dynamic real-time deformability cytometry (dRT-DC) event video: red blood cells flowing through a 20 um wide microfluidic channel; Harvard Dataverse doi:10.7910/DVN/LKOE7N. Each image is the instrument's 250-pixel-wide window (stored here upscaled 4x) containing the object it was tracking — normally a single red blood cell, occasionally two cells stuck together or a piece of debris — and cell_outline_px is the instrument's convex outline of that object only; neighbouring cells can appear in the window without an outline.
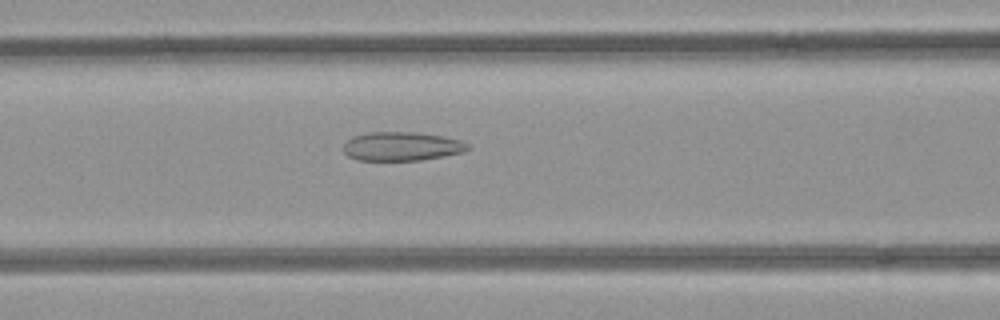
{"species": "common noctule bat (a hibernating species)", "species_latin": "Nyctalus noctula", "temperature_condition": "room temperature", "stored_images_in_passage": 36, "camera_frame_rate_fps": 3000, "um_per_image_px": 0.085, "animal": {"sex": "female", "body_mass_g": 21.9}, "frame": {"image": 1, "passage_image": 12, "time_ms": 3.667, "image_size_px": [1000, 320], "cell_outline_px": [[468, 148], [464, 152], [444, 156], [420, 160], [356, 160], [348, 156], [344, 152], [344, 144], [352, 136], [368, 132], [416, 132], [444, 136], [460, 140], [468, 144]], "centroid_in_image_um": [34.13, 12.43], "position_along_channel_um": 132.5, "area_um2": 20.92}}
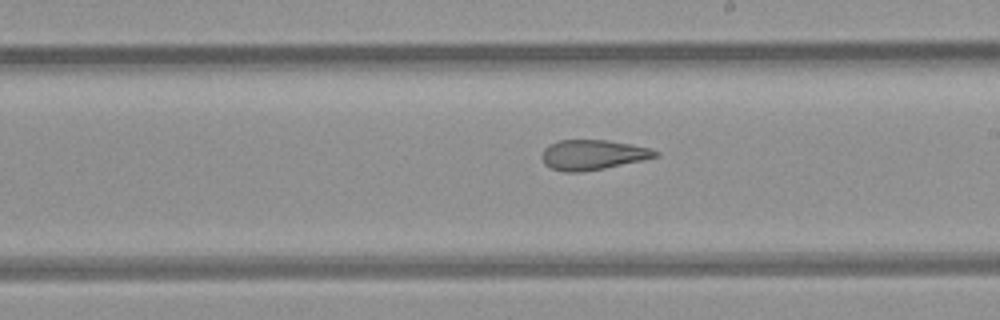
{"frame": {"image": 2, "passage_image": 20, "time_ms": 6.333, "image_size_px": [1000, 320], "cell_outline_px": [[660, 156], [604, 168], [580, 172], [564, 172], [552, 168], [544, 164], [540, 156], [544, 148], [560, 140], [608, 140], [648, 148], [660, 152]], "centroid_in_image_um": [50.36, 13.16], "position_along_channel_um": 238.6, "area_um2": 19.65}}
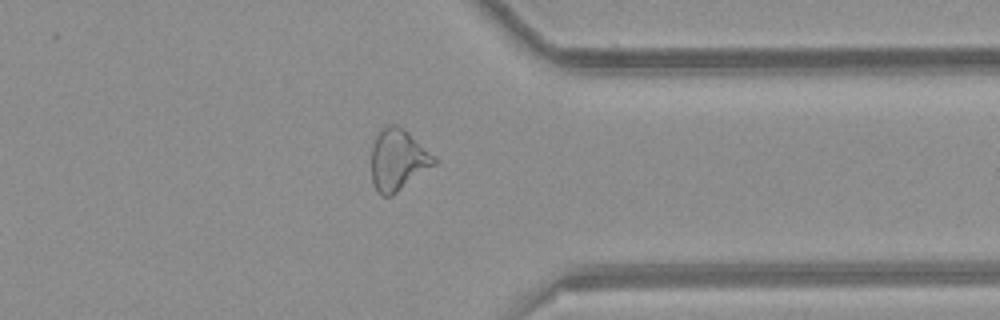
{"frame": {"image": 3, "passage_image": 31, "time_ms": 10.0, "image_size_px": [1000, 320], "cell_outline_px": [[436, 164], [392, 196], [380, 196], [372, 180], [372, 144], [376, 136], [388, 124], [396, 124], [404, 128], [436, 156]], "centroid_in_image_um": [33.84, 13.58], "position_along_channel_um": 377.6, "area_um2": 22.48}, "authors_computed_cell_mechanics": {"area_um2": 21.386, "velocity_mm_per_s": 3.9887, "shape_relaxation_time_tau1_ms": null, "shape_relaxation_time_tau2_ms": 2.0871, "deformation_change_tau1": null, "deformation_change_tau2": 0.0962}}